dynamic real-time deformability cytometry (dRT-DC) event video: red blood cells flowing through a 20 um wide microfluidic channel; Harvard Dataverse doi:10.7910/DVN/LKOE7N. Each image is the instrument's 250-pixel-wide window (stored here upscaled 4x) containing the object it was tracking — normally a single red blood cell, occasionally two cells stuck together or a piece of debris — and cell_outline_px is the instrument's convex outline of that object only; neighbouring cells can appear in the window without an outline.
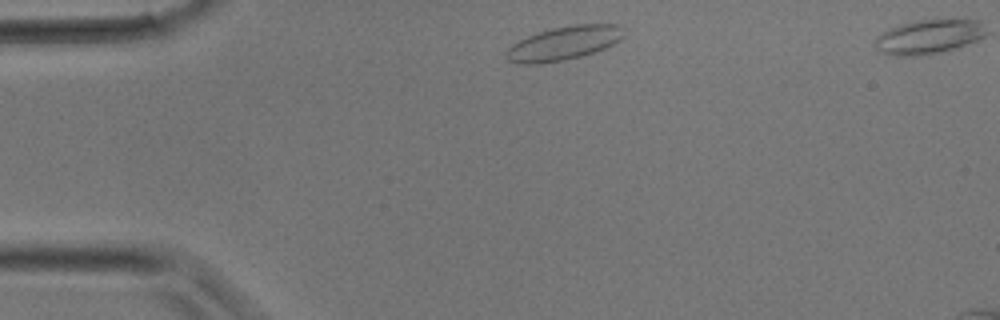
{"species": "common noctule bat (a hibernating species)", "species_latin": "Nyctalus noctula", "temperature_condition": "room temperature", "stored_images_in_passage": 27, "camera_frame_rate_fps": 3000, "um_per_image_px": 0.085, "animal": {"sex": "male", "body_mass_g": 17.9}, "frame": {"image": 1, "passage_image": 1, "time_ms": 0.0, "image_size_px": [1000, 320], "cell_outline_px": [[624, 36], [620, 40], [604, 48], [580, 56], [560, 60], [536, 64], [524, 64], [508, 60], [504, 52], [512, 44], [528, 36], [552, 28], [576, 24], [620, 24], [624, 28]], "centroid_in_image_um": [47.94, 3.65], "position_along_channel_um": 37.1, "area_um2": 22.83}}
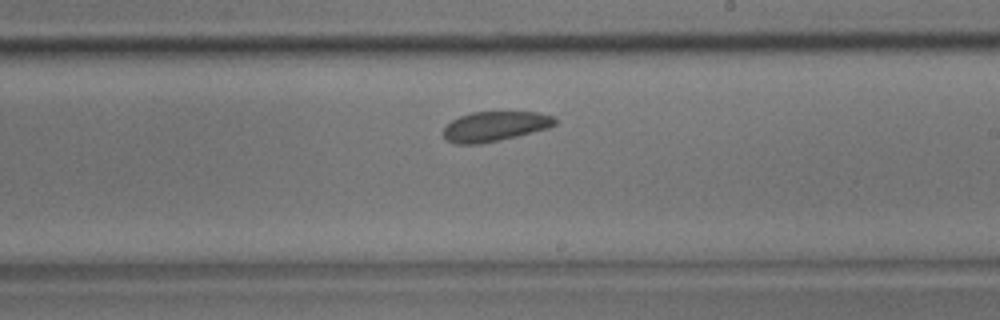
{"frame": {"image": 2, "passage_image": 14, "time_ms": 4.333, "image_size_px": [1000, 320], "cell_outline_px": [[560, 120], [556, 124], [548, 128], [500, 140], [480, 144], [456, 144], [448, 140], [444, 136], [444, 128], [452, 120], [460, 116], [472, 112], [536, 112], [556, 116]], "centroid_in_image_um": [42.12, 10.73], "position_along_channel_um": 246.9, "area_um2": 19.42}}
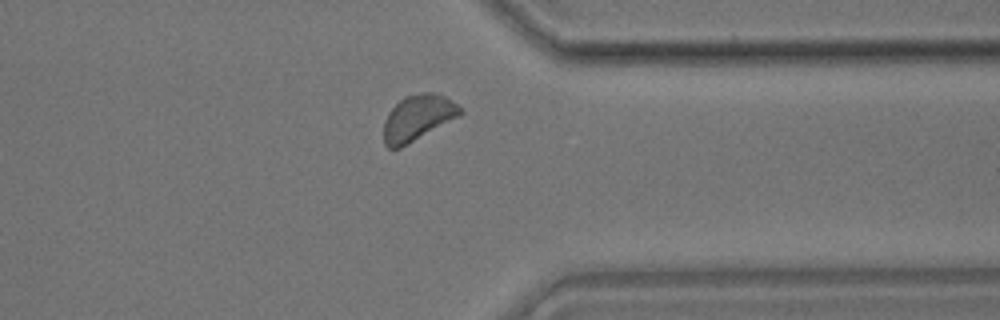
{"frame": {"image": 3, "passage_image": 21, "time_ms": 6.667, "image_size_px": [1000, 320], "cell_outline_px": [[464, 112], [460, 116], [400, 148], [388, 148], [384, 144], [384, 120], [388, 112], [404, 96], [420, 92], [432, 92], [444, 96], [452, 100]], "centroid_in_image_um": [35.5, 10.0], "position_along_channel_um": 375.9, "area_um2": 20.35}}